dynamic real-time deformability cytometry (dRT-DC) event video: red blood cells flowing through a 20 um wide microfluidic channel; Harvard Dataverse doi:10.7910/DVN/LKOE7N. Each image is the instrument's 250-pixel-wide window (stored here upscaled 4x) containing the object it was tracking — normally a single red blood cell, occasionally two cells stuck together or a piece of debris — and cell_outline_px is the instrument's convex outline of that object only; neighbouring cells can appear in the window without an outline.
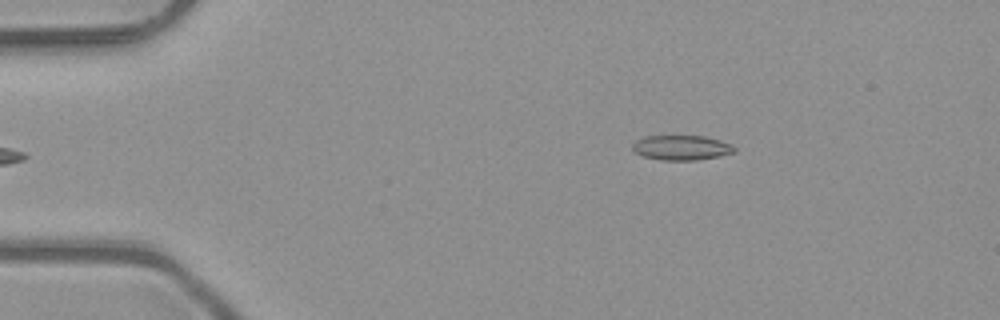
{"species": "common noctule bat (a hibernating species)", "species_latin": "Nyctalus noctula", "temperature_condition": "room temperature", "stored_images_in_passage": 4, "camera_frame_rate_fps": 3000, "um_per_image_px": 0.085, "animal": {"sex": "male", "body_mass_g": 23.1, "forearm_length_mm": 52.7}, "frame": {"image": 1, "passage_image": 4, "time_ms": 1.0, "image_size_px": [1000, 320], "cell_outline_px": [[736, 152], [720, 156], [696, 160], [660, 160], [644, 156], [636, 152], [632, 148], [632, 144], [636, 140], [644, 136], [704, 136], [720, 140], [732, 144], [736, 148]], "centroid_in_image_um": [57.95, 12.55], "position_along_channel_um": 27.0, "area_um2": 14.8}}